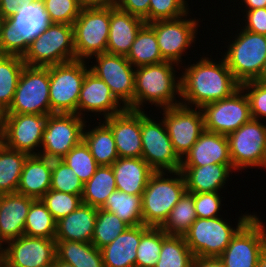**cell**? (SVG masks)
Segmentation results:
<instances>
[{
	"label": "cell",
	"mask_w": 266,
	"mask_h": 267,
	"mask_svg": "<svg viewBox=\"0 0 266 267\" xmlns=\"http://www.w3.org/2000/svg\"><path fill=\"white\" fill-rule=\"evenodd\" d=\"M24 66L25 63L20 56L0 55V110L3 113L12 104Z\"/></svg>",
	"instance_id": "obj_37"
},
{
	"label": "cell",
	"mask_w": 266,
	"mask_h": 267,
	"mask_svg": "<svg viewBox=\"0 0 266 267\" xmlns=\"http://www.w3.org/2000/svg\"><path fill=\"white\" fill-rule=\"evenodd\" d=\"M227 138L229 155L235 172H242L252 167L266 169V125L264 123L251 119L229 134Z\"/></svg>",
	"instance_id": "obj_10"
},
{
	"label": "cell",
	"mask_w": 266,
	"mask_h": 267,
	"mask_svg": "<svg viewBox=\"0 0 266 267\" xmlns=\"http://www.w3.org/2000/svg\"><path fill=\"white\" fill-rule=\"evenodd\" d=\"M50 23L73 25L81 6L76 0H41Z\"/></svg>",
	"instance_id": "obj_46"
},
{
	"label": "cell",
	"mask_w": 266,
	"mask_h": 267,
	"mask_svg": "<svg viewBox=\"0 0 266 267\" xmlns=\"http://www.w3.org/2000/svg\"><path fill=\"white\" fill-rule=\"evenodd\" d=\"M160 110L174 151L182 160L205 130L202 110L181 104Z\"/></svg>",
	"instance_id": "obj_18"
},
{
	"label": "cell",
	"mask_w": 266,
	"mask_h": 267,
	"mask_svg": "<svg viewBox=\"0 0 266 267\" xmlns=\"http://www.w3.org/2000/svg\"><path fill=\"white\" fill-rule=\"evenodd\" d=\"M190 11L188 0H150L149 23L177 19Z\"/></svg>",
	"instance_id": "obj_47"
},
{
	"label": "cell",
	"mask_w": 266,
	"mask_h": 267,
	"mask_svg": "<svg viewBox=\"0 0 266 267\" xmlns=\"http://www.w3.org/2000/svg\"><path fill=\"white\" fill-rule=\"evenodd\" d=\"M0 143H1V125H0Z\"/></svg>",
	"instance_id": "obj_64"
},
{
	"label": "cell",
	"mask_w": 266,
	"mask_h": 267,
	"mask_svg": "<svg viewBox=\"0 0 266 267\" xmlns=\"http://www.w3.org/2000/svg\"><path fill=\"white\" fill-rule=\"evenodd\" d=\"M56 241V257L75 267H104L101 250L92 243Z\"/></svg>",
	"instance_id": "obj_31"
},
{
	"label": "cell",
	"mask_w": 266,
	"mask_h": 267,
	"mask_svg": "<svg viewBox=\"0 0 266 267\" xmlns=\"http://www.w3.org/2000/svg\"><path fill=\"white\" fill-rule=\"evenodd\" d=\"M81 196L50 189L41 200L57 222L82 204Z\"/></svg>",
	"instance_id": "obj_45"
},
{
	"label": "cell",
	"mask_w": 266,
	"mask_h": 267,
	"mask_svg": "<svg viewBox=\"0 0 266 267\" xmlns=\"http://www.w3.org/2000/svg\"><path fill=\"white\" fill-rule=\"evenodd\" d=\"M145 21L117 6L110 7V27L106 53L127 56Z\"/></svg>",
	"instance_id": "obj_25"
},
{
	"label": "cell",
	"mask_w": 266,
	"mask_h": 267,
	"mask_svg": "<svg viewBox=\"0 0 266 267\" xmlns=\"http://www.w3.org/2000/svg\"><path fill=\"white\" fill-rule=\"evenodd\" d=\"M116 190L112 166H99L94 175L84 183L82 203L101 208L107 197Z\"/></svg>",
	"instance_id": "obj_33"
},
{
	"label": "cell",
	"mask_w": 266,
	"mask_h": 267,
	"mask_svg": "<svg viewBox=\"0 0 266 267\" xmlns=\"http://www.w3.org/2000/svg\"><path fill=\"white\" fill-rule=\"evenodd\" d=\"M4 247L2 263L7 267H52L56 260L55 239L23 235Z\"/></svg>",
	"instance_id": "obj_19"
},
{
	"label": "cell",
	"mask_w": 266,
	"mask_h": 267,
	"mask_svg": "<svg viewBox=\"0 0 266 267\" xmlns=\"http://www.w3.org/2000/svg\"><path fill=\"white\" fill-rule=\"evenodd\" d=\"M197 219L194 193L185 192L160 227L167 235L184 236Z\"/></svg>",
	"instance_id": "obj_38"
},
{
	"label": "cell",
	"mask_w": 266,
	"mask_h": 267,
	"mask_svg": "<svg viewBox=\"0 0 266 267\" xmlns=\"http://www.w3.org/2000/svg\"><path fill=\"white\" fill-rule=\"evenodd\" d=\"M0 47L2 55L23 57L29 44L10 20H3L0 27Z\"/></svg>",
	"instance_id": "obj_48"
},
{
	"label": "cell",
	"mask_w": 266,
	"mask_h": 267,
	"mask_svg": "<svg viewBox=\"0 0 266 267\" xmlns=\"http://www.w3.org/2000/svg\"><path fill=\"white\" fill-rule=\"evenodd\" d=\"M0 267H7V266L4 263H1Z\"/></svg>",
	"instance_id": "obj_63"
},
{
	"label": "cell",
	"mask_w": 266,
	"mask_h": 267,
	"mask_svg": "<svg viewBox=\"0 0 266 267\" xmlns=\"http://www.w3.org/2000/svg\"><path fill=\"white\" fill-rule=\"evenodd\" d=\"M126 59L135 67L164 62L154 29L145 23L136 35Z\"/></svg>",
	"instance_id": "obj_32"
},
{
	"label": "cell",
	"mask_w": 266,
	"mask_h": 267,
	"mask_svg": "<svg viewBox=\"0 0 266 267\" xmlns=\"http://www.w3.org/2000/svg\"><path fill=\"white\" fill-rule=\"evenodd\" d=\"M52 160L40 155H29L24 163L17 193L41 199L51 185Z\"/></svg>",
	"instance_id": "obj_28"
},
{
	"label": "cell",
	"mask_w": 266,
	"mask_h": 267,
	"mask_svg": "<svg viewBox=\"0 0 266 267\" xmlns=\"http://www.w3.org/2000/svg\"><path fill=\"white\" fill-rule=\"evenodd\" d=\"M52 267H75L71 264H68L66 262L60 261L57 257L55 262L53 263Z\"/></svg>",
	"instance_id": "obj_58"
},
{
	"label": "cell",
	"mask_w": 266,
	"mask_h": 267,
	"mask_svg": "<svg viewBox=\"0 0 266 267\" xmlns=\"http://www.w3.org/2000/svg\"><path fill=\"white\" fill-rule=\"evenodd\" d=\"M202 56L195 63L181 67V105L202 108L204 105L231 96L240 88L225 59L219 61ZM194 105V106H193Z\"/></svg>",
	"instance_id": "obj_1"
},
{
	"label": "cell",
	"mask_w": 266,
	"mask_h": 267,
	"mask_svg": "<svg viewBox=\"0 0 266 267\" xmlns=\"http://www.w3.org/2000/svg\"><path fill=\"white\" fill-rule=\"evenodd\" d=\"M232 164L227 136L204 130L181 160V166Z\"/></svg>",
	"instance_id": "obj_22"
},
{
	"label": "cell",
	"mask_w": 266,
	"mask_h": 267,
	"mask_svg": "<svg viewBox=\"0 0 266 267\" xmlns=\"http://www.w3.org/2000/svg\"><path fill=\"white\" fill-rule=\"evenodd\" d=\"M4 243L5 242L2 240V238L0 236V255H2V253H3L4 249H5V247H3Z\"/></svg>",
	"instance_id": "obj_60"
},
{
	"label": "cell",
	"mask_w": 266,
	"mask_h": 267,
	"mask_svg": "<svg viewBox=\"0 0 266 267\" xmlns=\"http://www.w3.org/2000/svg\"><path fill=\"white\" fill-rule=\"evenodd\" d=\"M88 61L74 60L49 66L51 113L77 114L81 86L90 70Z\"/></svg>",
	"instance_id": "obj_7"
},
{
	"label": "cell",
	"mask_w": 266,
	"mask_h": 267,
	"mask_svg": "<svg viewBox=\"0 0 266 267\" xmlns=\"http://www.w3.org/2000/svg\"><path fill=\"white\" fill-rule=\"evenodd\" d=\"M96 123L98 126L85 124L83 141L99 166H111L119 158L112 130L103 119Z\"/></svg>",
	"instance_id": "obj_30"
},
{
	"label": "cell",
	"mask_w": 266,
	"mask_h": 267,
	"mask_svg": "<svg viewBox=\"0 0 266 267\" xmlns=\"http://www.w3.org/2000/svg\"><path fill=\"white\" fill-rule=\"evenodd\" d=\"M86 119L77 114L52 113L47 116L39 155L61 160L83 140Z\"/></svg>",
	"instance_id": "obj_12"
},
{
	"label": "cell",
	"mask_w": 266,
	"mask_h": 267,
	"mask_svg": "<svg viewBox=\"0 0 266 267\" xmlns=\"http://www.w3.org/2000/svg\"><path fill=\"white\" fill-rule=\"evenodd\" d=\"M110 27L109 8H81L73 23L76 60L106 53Z\"/></svg>",
	"instance_id": "obj_8"
},
{
	"label": "cell",
	"mask_w": 266,
	"mask_h": 267,
	"mask_svg": "<svg viewBox=\"0 0 266 267\" xmlns=\"http://www.w3.org/2000/svg\"><path fill=\"white\" fill-rule=\"evenodd\" d=\"M46 120V115L4 114L1 142L10 149L39 155Z\"/></svg>",
	"instance_id": "obj_17"
},
{
	"label": "cell",
	"mask_w": 266,
	"mask_h": 267,
	"mask_svg": "<svg viewBox=\"0 0 266 267\" xmlns=\"http://www.w3.org/2000/svg\"><path fill=\"white\" fill-rule=\"evenodd\" d=\"M84 183L63 160H52L50 189L82 195Z\"/></svg>",
	"instance_id": "obj_44"
},
{
	"label": "cell",
	"mask_w": 266,
	"mask_h": 267,
	"mask_svg": "<svg viewBox=\"0 0 266 267\" xmlns=\"http://www.w3.org/2000/svg\"><path fill=\"white\" fill-rule=\"evenodd\" d=\"M240 2H239V4L242 6L244 3V5H245L244 7L246 8L244 10H254L257 8H266V0H241Z\"/></svg>",
	"instance_id": "obj_56"
},
{
	"label": "cell",
	"mask_w": 266,
	"mask_h": 267,
	"mask_svg": "<svg viewBox=\"0 0 266 267\" xmlns=\"http://www.w3.org/2000/svg\"><path fill=\"white\" fill-rule=\"evenodd\" d=\"M145 112L141 111V157L154 171L180 170L181 159L174 151L163 119L156 121L151 111L149 115Z\"/></svg>",
	"instance_id": "obj_11"
},
{
	"label": "cell",
	"mask_w": 266,
	"mask_h": 267,
	"mask_svg": "<svg viewBox=\"0 0 266 267\" xmlns=\"http://www.w3.org/2000/svg\"><path fill=\"white\" fill-rule=\"evenodd\" d=\"M149 228L144 224L129 226L114 241L101 248L104 267H135L141 236Z\"/></svg>",
	"instance_id": "obj_26"
},
{
	"label": "cell",
	"mask_w": 266,
	"mask_h": 267,
	"mask_svg": "<svg viewBox=\"0 0 266 267\" xmlns=\"http://www.w3.org/2000/svg\"><path fill=\"white\" fill-rule=\"evenodd\" d=\"M50 115L49 67L24 66L9 109L4 114Z\"/></svg>",
	"instance_id": "obj_9"
},
{
	"label": "cell",
	"mask_w": 266,
	"mask_h": 267,
	"mask_svg": "<svg viewBox=\"0 0 266 267\" xmlns=\"http://www.w3.org/2000/svg\"><path fill=\"white\" fill-rule=\"evenodd\" d=\"M9 20L22 33L28 44L50 24L42 1L24 4Z\"/></svg>",
	"instance_id": "obj_36"
},
{
	"label": "cell",
	"mask_w": 266,
	"mask_h": 267,
	"mask_svg": "<svg viewBox=\"0 0 266 267\" xmlns=\"http://www.w3.org/2000/svg\"><path fill=\"white\" fill-rule=\"evenodd\" d=\"M56 221L41 199H35L26 217L24 235L55 239Z\"/></svg>",
	"instance_id": "obj_40"
},
{
	"label": "cell",
	"mask_w": 266,
	"mask_h": 267,
	"mask_svg": "<svg viewBox=\"0 0 266 267\" xmlns=\"http://www.w3.org/2000/svg\"><path fill=\"white\" fill-rule=\"evenodd\" d=\"M3 117L4 113L0 110V125L2 124Z\"/></svg>",
	"instance_id": "obj_61"
},
{
	"label": "cell",
	"mask_w": 266,
	"mask_h": 267,
	"mask_svg": "<svg viewBox=\"0 0 266 267\" xmlns=\"http://www.w3.org/2000/svg\"><path fill=\"white\" fill-rule=\"evenodd\" d=\"M176 69L180 70L181 66L169 61L137 67L135 69L134 110L144 111L142 107H145L143 105L147 103L155 105L157 109L180 105L181 73L177 76Z\"/></svg>",
	"instance_id": "obj_2"
},
{
	"label": "cell",
	"mask_w": 266,
	"mask_h": 267,
	"mask_svg": "<svg viewBox=\"0 0 266 267\" xmlns=\"http://www.w3.org/2000/svg\"><path fill=\"white\" fill-rule=\"evenodd\" d=\"M125 109L112 94L109 86L89 70L81 86L77 115L85 119V115L90 112L96 113L94 116L98 115V118L101 115L104 119L120 114Z\"/></svg>",
	"instance_id": "obj_20"
},
{
	"label": "cell",
	"mask_w": 266,
	"mask_h": 267,
	"mask_svg": "<svg viewBox=\"0 0 266 267\" xmlns=\"http://www.w3.org/2000/svg\"><path fill=\"white\" fill-rule=\"evenodd\" d=\"M29 154L0 143V195L16 193L24 163Z\"/></svg>",
	"instance_id": "obj_34"
},
{
	"label": "cell",
	"mask_w": 266,
	"mask_h": 267,
	"mask_svg": "<svg viewBox=\"0 0 266 267\" xmlns=\"http://www.w3.org/2000/svg\"><path fill=\"white\" fill-rule=\"evenodd\" d=\"M61 160L74 170L83 183L87 182L99 167L83 140L74 146Z\"/></svg>",
	"instance_id": "obj_43"
},
{
	"label": "cell",
	"mask_w": 266,
	"mask_h": 267,
	"mask_svg": "<svg viewBox=\"0 0 266 267\" xmlns=\"http://www.w3.org/2000/svg\"><path fill=\"white\" fill-rule=\"evenodd\" d=\"M101 209L114 213L129 226L143 224L142 195H131L115 190L107 197Z\"/></svg>",
	"instance_id": "obj_35"
},
{
	"label": "cell",
	"mask_w": 266,
	"mask_h": 267,
	"mask_svg": "<svg viewBox=\"0 0 266 267\" xmlns=\"http://www.w3.org/2000/svg\"><path fill=\"white\" fill-rule=\"evenodd\" d=\"M162 248V229L150 227L142 236L136 251L135 267H156Z\"/></svg>",
	"instance_id": "obj_42"
},
{
	"label": "cell",
	"mask_w": 266,
	"mask_h": 267,
	"mask_svg": "<svg viewBox=\"0 0 266 267\" xmlns=\"http://www.w3.org/2000/svg\"><path fill=\"white\" fill-rule=\"evenodd\" d=\"M192 267H226L219 257L194 256Z\"/></svg>",
	"instance_id": "obj_54"
},
{
	"label": "cell",
	"mask_w": 266,
	"mask_h": 267,
	"mask_svg": "<svg viewBox=\"0 0 266 267\" xmlns=\"http://www.w3.org/2000/svg\"><path fill=\"white\" fill-rule=\"evenodd\" d=\"M242 11L246 13L243 17L245 26L242 28L253 33L266 35V8Z\"/></svg>",
	"instance_id": "obj_51"
},
{
	"label": "cell",
	"mask_w": 266,
	"mask_h": 267,
	"mask_svg": "<svg viewBox=\"0 0 266 267\" xmlns=\"http://www.w3.org/2000/svg\"><path fill=\"white\" fill-rule=\"evenodd\" d=\"M2 263V255H0V264Z\"/></svg>",
	"instance_id": "obj_65"
},
{
	"label": "cell",
	"mask_w": 266,
	"mask_h": 267,
	"mask_svg": "<svg viewBox=\"0 0 266 267\" xmlns=\"http://www.w3.org/2000/svg\"><path fill=\"white\" fill-rule=\"evenodd\" d=\"M111 166L116 190L131 195H142L155 172L142 157H119Z\"/></svg>",
	"instance_id": "obj_27"
},
{
	"label": "cell",
	"mask_w": 266,
	"mask_h": 267,
	"mask_svg": "<svg viewBox=\"0 0 266 267\" xmlns=\"http://www.w3.org/2000/svg\"><path fill=\"white\" fill-rule=\"evenodd\" d=\"M41 0H0V16L9 20L16 15L24 4H35Z\"/></svg>",
	"instance_id": "obj_53"
},
{
	"label": "cell",
	"mask_w": 266,
	"mask_h": 267,
	"mask_svg": "<svg viewBox=\"0 0 266 267\" xmlns=\"http://www.w3.org/2000/svg\"><path fill=\"white\" fill-rule=\"evenodd\" d=\"M193 258L184 236L167 235L162 230V248L156 267H192Z\"/></svg>",
	"instance_id": "obj_39"
},
{
	"label": "cell",
	"mask_w": 266,
	"mask_h": 267,
	"mask_svg": "<svg viewBox=\"0 0 266 267\" xmlns=\"http://www.w3.org/2000/svg\"><path fill=\"white\" fill-rule=\"evenodd\" d=\"M2 21H3V18L0 16V27H1ZM0 55H2V53H1V47H0Z\"/></svg>",
	"instance_id": "obj_62"
},
{
	"label": "cell",
	"mask_w": 266,
	"mask_h": 267,
	"mask_svg": "<svg viewBox=\"0 0 266 267\" xmlns=\"http://www.w3.org/2000/svg\"><path fill=\"white\" fill-rule=\"evenodd\" d=\"M220 192L194 193V204L197 218L220 217L223 197Z\"/></svg>",
	"instance_id": "obj_50"
},
{
	"label": "cell",
	"mask_w": 266,
	"mask_h": 267,
	"mask_svg": "<svg viewBox=\"0 0 266 267\" xmlns=\"http://www.w3.org/2000/svg\"><path fill=\"white\" fill-rule=\"evenodd\" d=\"M97 218V208L81 204L56 223L55 240L91 243Z\"/></svg>",
	"instance_id": "obj_29"
},
{
	"label": "cell",
	"mask_w": 266,
	"mask_h": 267,
	"mask_svg": "<svg viewBox=\"0 0 266 267\" xmlns=\"http://www.w3.org/2000/svg\"><path fill=\"white\" fill-rule=\"evenodd\" d=\"M129 227L117 215L97 208V218L91 243L98 249L110 244Z\"/></svg>",
	"instance_id": "obj_41"
},
{
	"label": "cell",
	"mask_w": 266,
	"mask_h": 267,
	"mask_svg": "<svg viewBox=\"0 0 266 267\" xmlns=\"http://www.w3.org/2000/svg\"><path fill=\"white\" fill-rule=\"evenodd\" d=\"M255 215L244 213L232 227L224 217L197 218L184 235L186 244L194 256L219 257L236 233ZM226 220V221H225Z\"/></svg>",
	"instance_id": "obj_5"
},
{
	"label": "cell",
	"mask_w": 266,
	"mask_h": 267,
	"mask_svg": "<svg viewBox=\"0 0 266 267\" xmlns=\"http://www.w3.org/2000/svg\"><path fill=\"white\" fill-rule=\"evenodd\" d=\"M82 8H109L117 5V0H76Z\"/></svg>",
	"instance_id": "obj_55"
},
{
	"label": "cell",
	"mask_w": 266,
	"mask_h": 267,
	"mask_svg": "<svg viewBox=\"0 0 266 267\" xmlns=\"http://www.w3.org/2000/svg\"><path fill=\"white\" fill-rule=\"evenodd\" d=\"M112 130L119 157L142 155L141 111L125 109L103 120Z\"/></svg>",
	"instance_id": "obj_21"
},
{
	"label": "cell",
	"mask_w": 266,
	"mask_h": 267,
	"mask_svg": "<svg viewBox=\"0 0 266 267\" xmlns=\"http://www.w3.org/2000/svg\"><path fill=\"white\" fill-rule=\"evenodd\" d=\"M26 66L49 67L76 60L73 25L50 23L29 43Z\"/></svg>",
	"instance_id": "obj_4"
},
{
	"label": "cell",
	"mask_w": 266,
	"mask_h": 267,
	"mask_svg": "<svg viewBox=\"0 0 266 267\" xmlns=\"http://www.w3.org/2000/svg\"><path fill=\"white\" fill-rule=\"evenodd\" d=\"M234 39L221 52L234 78L240 83L257 80L266 59V35L250 32L241 27Z\"/></svg>",
	"instance_id": "obj_6"
},
{
	"label": "cell",
	"mask_w": 266,
	"mask_h": 267,
	"mask_svg": "<svg viewBox=\"0 0 266 267\" xmlns=\"http://www.w3.org/2000/svg\"><path fill=\"white\" fill-rule=\"evenodd\" d=\"M185 192V180L180 170L155 171L142 194L143 224L161 227Z\"/></svg>",
	"instance_id": "obj_3"
},
{
	"label": "cell",
	"mask_w": 266,
	"mask_h": 267,
	"mask_svg": "<svg viewBox=\"0 0 266 267\" xmlns=\"http://www.w3.org/2000/svg\"><path fill=\"white\" fill-rule=\"evenodd\" d=\"M201 110L204 129L225 136L252 119L249 100L241 87L227 98L204 105Z\"/></svg>",
	"instance_id": "obj_15"
},
{
	"label": "cell",
	"mask_w": 266,
	"mask_h": 267,
	"mask_svg": "<svg viewBox=\"0 0 266 267\" xmlns=\"http://www.w3.org/2000/svg\"><path fill=\"white\" fill-rule=\"evenodd\" d=\"M190 14L177 19L148 23L154 29L160 53L165 61L182 66L183 56L187 55L186 50L196 43L199 22L202 21L200 18H190Z\"/></svg>",
	"instance_id": "obj_13"
},
{
	"label": "cell",
	"mask_w": 266,
	"mask_h": 267,
	"mask_svg": "<svg viewBox=\"0 0 266 267\" xmlns=\"http://www.w3.org/2000/svg\"><path fill=\"white\" fill-rule=\"evenodd\" d=\"M89 68L110 88L115 98L127 109L134 110L135 67L126 56L102 53L92 56Z\"/></svg>",
	"instance_id": "obj_14"
},
{
	"label": "cell",
	"mask_w": 266,
	"mask_h": 267,
	"mask_svg": "<svg viewBox=\"0 0 266 267\" xmlns=\"http://www.w3.org/2000/svg\"><path fill=\"white\" fill-rule=\"evenodd\" d=\"M240 87L249 100L252 119L266 120V83L252 80L242 83Z\"/></svg>",
	"instance_id": "obj_49"
},
{
	"label": "cell",
	"mask_w": 266,
	"mask_h": 267,
	"mask_svg": "<svg viewBox=\"0 0 266 267\" xmlns=\"http://www.w3.org/2000/svg\"><path fill=\"white\" fill-rule=\"evenodd\" d=\"M34 200L17 192L0 195V236L5 244L24 235L26 217Z\"/></svg>",
	"instance_id": "obj_23"
},
{
	"label": "cell",
	"mask_w": 266,
	"mask_h": 267,
	"mask_svg": "<svg viewBox=\"0 0 266 267\" xmlns=\"http://www.w3.org/2000/svg\"><path fill=\"white\" fill-rule=\"evenodd\" d=\"M149 3L150 0H117V7L131 15L142 18L145 23H149Z\"/></svg>",
	"instance_id": "obj_52"
},
{
	"label": "cell",
	"mask_w": 266,
	"mask_h": 267,
	"mask_svg": "<svg viewBox=\"0 0 266 267\" xmlns=\"http://www.w3.org/2000/svg\"><path fill=\"white\" fill-rule=\"evenodd\" d=\"M258 267H266V247L261 252L259 261H258Z\"/></svg>",
	"instance_id": "obj_57"
},
{
	"label": "cell",
	"mask_w": 266,
	"mask_h": 267,
	"mask_svg": "<svg viewBox=\"0 0 266 267\" xmlns=\"http://www.w3.org/2000/svg\"><path fill=\"white\" fill-rule=\"evenodd\" d=\"M259 217L255 214L219 256L226 267H258L260 254L266 247V227Z\"/></svg>",
	"instance_id": "obj_16"
},
{
	"label": "cell",
	"mask_w": 266,
	"mask_h": 267,
	"mask_svg": "<svg viewBox=\"0 0 266 267\" xmlns=\"http://www.w3.org/2000/svg\"><path fill=\"white\" fill-rule=\"evenodd\" d=\"M186 191L189 193L221 192L235 170L233 164H208L205 166H181ZM225 185V186H224Z\"/></svg>",
	"instance_id": "obj_24"
},
{
	"label": "cell",
	"mask_w": 266,
	"mask_h": 267,
	"mask_svg": "<svg viewBox=\"0 0 266 267\" xmlns=\"http://www.w3.org/2000/svg\"><path fill=\"white\" fill-rule=\"evenodd\" d=\"M257 80L260 82L266 83V59H265L263 69L261 71V76Z\"/></svg>",
	"instance_id": "obj_59"
}]
</instances>
